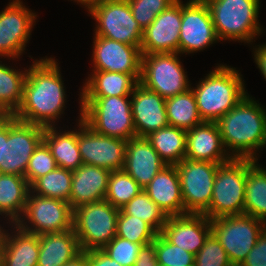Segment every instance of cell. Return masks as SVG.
Segmentation results:
<instances>
[{
    "label": "cell",
    "instance_id": "cell-1",
    "mask_svg": "<svg viewBox=\"0 0 266 266\" xmlns=\"http://www.w3.org/2000/svg\"><path fill=\"white\" fill-rule=\"evenodd\" d=\"M59 68L53 58L34 61L26 75L22 103L13 114L16 119L43 127L54 125L66 100Z\"/></svg>",
    "mask_w": 266,
    "mask_h": 266
},
{
    "label": "cell",
    "instance_id": "cell-2",
    "mask_svg": "<svg viewBox=\"0 0 266 266\" xmlns=\"http://www.w3.org/2000/svg\"><path fill=\"white\" fill-rule=\"evenodd\" d=\"M265 111L247 94L216 122L222 144L232 150V158L258 160L255 151L266 146Z\"/></svg>",
    "mask_w": 266,
    "mask_h": 266
},
{
    "label": "cell",
    "instance_id": "cell-3",
    "mask_svg": "<svg viewBox=\"0 0 266 266\" xmlns=\"http://www.w3.org/2000/svg\"><path fill=\"white\" fill-rule=\"evenodd\" d=\"M238 72L235 68L219 65L192 89L203 121L217 122L247 94Z\"/></svg>",
    "mask_w": 266,
    "mask_h": 266
},
{
    "label": "cell",
    "instance_id": "cell-4",
    "mask_svg": "<svg viewBox=\"0 0 266 266\" xmlns=\"http://www.w3.org/2000/svg\"><path fill=\"white\" fill-rule=\"evenodd\" d=\"M129 97H81V120L102 135L126 141L137 137Z\"/></svg>",
    "mask_w": 266,
    "mask_h": 266
},
{
    "label": "cell",
    "instance_id": "cell-5",
    "mask_svg": "<svg viewBox=\"0 0 266 266\" xmlns=\"http://www.w3.org/2000/svg\"><path fill=\"white\" fill-rule=\"evenodd\" d=\"M219 40L247 43L262 32L258 20L260 0H204Z\"/></svg>",
    "mask_w": 266,
    "mask_h": 266
},
{
    "label": "cell",
    "instance_id": "cell-6",
    "mask_svg": "<svg viewBox=\"0 0 266 266\" xmlns=\"http://www.w3.org/2000/svg\"><path fill=\"white\" fill-rule=\"evenodd\" d=\"M247 158H231L219 164L208 210L210 220L244 214Z\"/></svg>",
    "mask_w": 266,
    "mask_h": 266
},
{
    "label": "cell",
    "instance_id": "cell-7",
    "mask_svg": "<svg viewBox=\"0 0 266 266\" xmlns=\"http://www.w3.org/2000/svg\"><path fill=\"white\" fill-rule=\"evenodd\" d=\"M119 210L105 199L73 210V230L81 251L102 249L116 236Z\"/></svg>",
    "mask_w": 266,
    "mask_h": 266
},
{
    "label": "cell",
    "instance_id": "cell-8",
    "mask_svg": "<svg viewBox=\"0 0 266 266\" xmlns=\"http://www.w3.org/2000/svg\"><path fill=\"white\" fill-rule=\"evenodd\" d=\"M43 126L4 115V152L0 173L25 177L34 150L43 141Z\"/></svg>",
    "mask_w": 266,
    "mask_h": 266
},
{
    "label": "cell",
    "instance_id": "cell-9",
    "mask_svg": "<svg viewBox=\"0 0 266 266\" xmlns=\"http://www.w3.org/2000/svg\"><path fill=\"white\" fill-rule=\"evenodd\" d=\"M211 233L221 243L233 266H240L255 246L266 224L249 215L211 219Z\"/></svg>",
    "mask_w": 266,
    "mask_h": 266
},
{
    "label": "cell",
    "instance_id": "cell-10",
    "mask_svg": "<svg viewBox=\"0 0 266 266\" xmlns=\"http://www.w3.org/2000/svg\"><path fill=\"white\" fill-rule=\"evenodd\" d=\"M178 55L179 53L142 54L139 83L165 99L190 89Z\"/></svg>",
    "mask_w": 266,
    "mask_h": 266
},
{
    "label": "cell",
    "instance_id": "cell-11",
    "mask_svg": "<svg viewBox=\"0 0 266 266\" xmlns=\"http://www.w3.org/2000/svg\"><path fill=\"white\" fill-rule=\"evenodd\" d=\"M176 167L185 214H204L211 203L219 163L185 158Z\"/></svg>",
    "mask_w": 266,
    "mask_h": 266
},
{
    "label": "cell",
    "instance_id": "cell-12",
    "mask_svg": "<svg viewBox=\"0 0 266 266\" xmlns=\"http://www.w3.org/2000/svg\"><path fill=\"white\" fill-rule=\"evenodd\" d=\"M89 12L98 22L96 36L141 46L144 30L134 19L128 0H102Z\"/></svg>",
    "mask_w": 266,
    "mask_h": 266
},
{
    "label": "cell",
    "instance_id": "cell-13",
    "mask_svg": "<svg viewBox=\"0 0 266 266\" xmlns=\"http://www.w3.org/2000/svg\"><path fill=\"white\" fill-rule=\"evenodd\" d=\"M22 217V219L29 220L28 223L30 222L31 227H28L27 222L22 219L15 224L23 230L37 235L73 229V209L68 202L38 194L33 195L31 190Z\"/></svg>",
    "mask_w": 266,
    "mask_h": 266
},
{
    "label": "cell",
    "instance_id": "cell-14",
    "mask_svg": "<svg viewBox=\"0 0 266 266\" xmlns=\"http://www.w3.org/2000/svg\"><path fill=\"white\" fill-rule=\"evenodd\" d=\"M78 147L83 164L105 168L110 172L124 167L127 141L96 133L79 119Z\"/></svg>",
    "mask_w": 266,
    "mask_h": 266
},
{
    "label": "cell",
    "instance_id": "cell-15",
    "mask_svg": "<svg viewBox=\"0 0 266 266\" xmlns=\"http://www.w3.org/2000/svg\"><path fill=\"white\" fill-rule=\"evenodd\" d=\"M179 54L204 50L218 39L212 16L204 0L182 4Z\"/></svg>",
    "mask_w": 266,
    "mask_h": 266
},
{
    "label": "cell",
    "instance_id": "cell-16",
    "mask_svg": "<svg viewBox=\"0 0 266 266\" xmlns=\"http://www.w3.org/2000/svg\"><path fill=\"white\" fill-rule=\"evenodd\" d=\"M20 1L13 0L0 12V56L18 58L30 38L36 15Z\"/></svg>",
    "mask_w": 266,
    "mask_h": 266
},
{
    "label": "cell",
    "instance_id": "cell-17",
    "mask_svg": "<svg viewBox=\"0 0 266 266\" xmlns=\"http://www.w3.org/2000/svg\"><path fill=\"white\" fill-rule=\"evenodd\" d=\"M182 3L176 0L144 30L140 46L142 54L179 53Z\"/></svg>",
    "mask_w": 266,
    "mask_h": 266
},
{
    "label": "cell",
    "instance_id": "cell-18",
    "mask_svg": "<svg viewBox=\"0 0 266 266\" xmlns=\"http://www.w3.org/2000/svg\"><path fill=\"white\" fill-rule=\"evenodd\" d=\"M94 70L141 74L140 47L101 36H94Z\"/></svg>",
    "mask_w": 266,
    "mask_h": 266
},
{
    "label": "cell",
    "instance_id": "cell-19",
    "mask_svg": "<svg viewBox=\"0 0 266 266\" xmlns=\"http://www.w3.org/2000/svg\"><path fill=\"white\" fill-rule=\"evenodd\" d=\"M161 234L171 244L196 255L211 234V222L204 214L170 216Z\"/></svg>",
    "mask_w": 266,
    "mask_h": 266
},
{
    "label": "cell",
    "instance_id": "cell-20",
    "mask_svg": "<svg viewBox=\"0 0 266 266\" xmlns=\"http://www.w3.org/2000/svg\"><path fill=\"white\" fill-rule=\"evenodd\" d=\"M131 95L132 117L137 137H146L169 125L165 98L140 83L137 84Z\"/></svg>",
    "mask_w": 266,
    "mask_h": 266
},
{
    "label": "cell",
    "instance_id": "cell-21",
    "mask_svg": "<svg viewBox=\"0 0 266 266\" xmlns=\"http://www.w3.org/2000/svg\"><path fill=\"white\" fill-rule=\"evenodd\" d=\"M223 148L221 134L216 122L203 121L193 129L187 130L186 159L222 164L232 158Z\"/></svg>",
    "mask_w": 266,
    "mask_h": 266
},
{
    "label": "cell",
    "instance_id": "cell-22",
    "mask_svg": "<svg viewBox=\"0 0 266 266\" xmlns=\"http://www.w3.org/2000/svg\"><path fill=\"white\" fill-rule=\"evenodd\" d=\"M166 165L146 137H134L127 141L123 170L142 188Z\"/></svg>",
    "mask_w": 266,
    "mask_h": 266
},
{
    "label": "cell",
    "instance_id": "cell-23",
    "mask_svg": "<svg viewBox=\"0 0 266 266\" xmlns=\"http://www.w3.org/2000/svg\"><path fill=\"white\" fill-rule=\"evenodd\" d=\"M143 190L168 217L185 215L176 165H166L162 168Z\"/></svg>",
    "mask_w": 266,
    "mask_h": 266
},
{
    "label": "cell",
    "instance_id": "cell-24",
    "mask_svg": "<svg viewBox=\"0 0 266 266\" xmlns=\"http://www.w3.org/2000/svg\"><path fill=\"white\" fill-rule=\"evenodd\" d=\"M15 226L12 236L0 227V266H38L39 235Z\"/></svg>",
    "mask_w": 266,
    "mask_h": 266
},
{
    "label": "cell",
    "instance_id": "cell-25",
    "mask_svg": "<svg viewBox=\"0 0 266 266\" xmlns=\"http://www.w3.org/2000/svg\"><path fill=\"white\" fill-rule=\"evenodd\" d=\"M110 174L105 168L87 164L73 171L68 202L71 208L105 199Z\"/></svg>",
    "mask_w": 266,
    "mask_h": 266
},
{
    "label": "cell",
    "instance_id": "cell-26",
    "mask_svg": "<svg viewBox=\"0 0 266 266\" xmlns=\"http://www.w3.org/2000/svg\"><path fill=\"white\" fill-rule=\"evenodd\" d=\"M38 266H63L82 251L73 229L39 235Z\"/></svg>",
    "mask_w": 266,
    "mask_h": 266
},
{
    "label": "cell",
    "instance_id": "cell-27",
    "mask_svg": "<svg viewBox=\"0 0 266 266\" xmlns=\"http://www.w3.org/2000/svg\"><path fill=\"white\" fill-rule=\"evenodd\" d=\"M93 71L94 73L84 84L80 97L130 96L141 76V74Z\"/></svg>",
    "mask_w": 266,
    "mask_h": 266
},
{
    "label": "cell",
    "instance_id": "cell-28",
    "mask_svg": "<svg viewBox=\"0 0 266 266\" xmlns=\"http://www.w3.org/2000/svg\"><path fill=\"white\" fill-rule=\"evenodd\" d=\"M54 126L44 128L43 141L50 148L57 167L75 171L83 162L78 147V132L59 133Z\"/></svg>",
    "mask_w": 266,
    "mask_h": 266
},
{
    "label": "cell",
    "instance_id": "cell-29",
    "mask_svg": "<svg viewBox=\"0 0 266 266\" xmlns=\"http://www.w3.org/2000/svg\"><path fill=\"white\" fill-rule=\"evenodd\" d=\"M29 191L25 177L0 173V215L6 214L13 224L21 219Z\"/></svg>",
    "mask_w": 266,
    "mask_h": 266
},
{
    "label": "cell",
    "instance_id": "cell-30",
    "mask_svg": "<svg viewBox=\"0 0 266 266\" xmlns=\"http://www.w3.org/2000/svg\"><path fill=\"white\" fill-rule=\"evenodd\" d=\"M256 162L247 159L244 214L266 224V170Z\"/></svg>",
    "mask_w": 266,
    "mask_h": 266
},
{
    "label": "cell",
    "instance_id": "cell-31",
    "mask_svg": "<svg viewBox=\"0 0 266 266\" xmlns=\"http://www.w3.org/2000/svg\"><path fill=\"white\" fill-rule=\"evenodd\" d=\"M187 131L166 126L152 132L146 139L167 165H176L185 159Z\"/></svg>",
    "mask_w": 266,
    "mask_h": 266
},
{
    "label": "cell",
    "instance_id": "cell-32",
    "mask_svg": "<svg viewBox=\"0 0 266 266\" xmlns=\"http://www.w3.org/2000/svg\"><path fill=\"white\" fill-rule=\"evenodd\" d=\"M167 121L170 126L184 130L193 129L203 122L192 88L165 101Z\"/></svg>",
    "mask_w": 266,
    "mask_h": 266
},
{
    "label": "cell",
    "instance_id": "cell-33",
    "mask_svg": "<svg viewBox=\"0 0 266 266\" xmlns=\"http://www.w3.org/2000/svg\"><path fill=\"white\" fill-rule=\"evenodd\" d=\"M27 72L0 63V115H13L20 107Z\"/></svg>",
    "mask_w": 266,
    "mask_h": 266
},
{
    "label": "cell",
    "instance_id": "cell-34",
    "mask_svg": "<svg viewBox=\"0 0 266 266\" xmlns=\"http://www.w3.org/2000/svg\"><path fill=\"white\" fill-rule=\"evenodd\" d=\"M72 185V171L61 167H56L54 170L45 176L38 178L31 186V192L40 196L60 199L69 202Z\"/></svg>",
    "mask_w": 266,
    "mask_h": 266
},
{
    "label": "cell",
    "instance_id": "cell-35",
    "mask_svg": "<svg viewBox=\"0 0 266 266\" xmlns=\"http://www.w3.org/2000/svg\"><path fill=\"white\" fill-rule=\"evenodd\" d=\"M120 210L124 214L138 217L149 223L158 233H161L164 224L168 220L166 213L149 198L144 190L133 197Z\"/></svg>",
    "mask_w": 266,
    "mask_h": 266
},
{
    "label": "cell",
    "instance_id": "cell-36",
    "mask_svg": "<svg viewBox=\"0 0 266 266\" xmlns=\"http://www.w3.org/2000/svg\"><path fill=\"white\" fill-rule=\"evenodd\" d=\"M143 188L123 169L111 172L105 200L116 208H122Z\"/></svg>",
    "mask_w": 266,
    "mask_h": 266
},
{
    "label": "cell",
    "instance_id": "cell-37",
    "mask_svg": "<svg viewBox=\"0 0 266 266\" xmlns=\"http://www.w3.org/2000/svg\"><path fill=\"white\" fill-rule=\"evenodd\" d=\"M157 235L158 232L149 223L119 210L116 236L137 244H150Z\"/></svg>",
    "mask_w": 266,
    "mask_h": 266
},
{
    "label": "cell",
    "instance_id": "cell-38",
    "mask_svg": "<svg viewBox=\"0 0 266 266\" xmlns=\"http://www.w3.org/2000/svg\"><path fill=\"white\" fill-rule=\"evenodd\" d=\"M155 250L160 266H191L195 255L171 244L161 233L155 237Z\"/></svg>",
    "mask_w": 266,
    "mask_h": 266
},
{
    "label": "cell",
    "instance_id": "cell-39",
    "mask_svg": "<svg viewBox=\"0 0 266 266\" xmlns=\"http://www.w3.org/2000/svg\"><path fill=\"white\" fill-rule=\"evenodd\" d=\"M57 167L50 148L42 141L32 154L25 178L31 186L38 178H41Z\"/></svg>",
    "mask_w": 266,
    "mask_h": 266
},
{
    "label": "cell",
    "instance_id": "cell-40",
    "mask_svg": "<svg viewBox=\"0 0 266 266\" xmlns=\"http://www.w3.org/2000/svg\"><path fill=\"white\" fill-rule=\"evenodd\" d=\"M176 0H128L133 17L145 30L159 13L166 10Z\"/></svg>",
    "mask_w": 266,
    "mask_h": 266
},
{
    "label": "cell",
    "instance_id": "cell-41",
    "mask_svg": "<svg viewBox=\"0 0 266 266\" xmlns=\"http://www.w3.org/2000/svg\"><path fill=\"white\" fill-rule=\"evenodd\" d=\"M195 266H233L225 249L211 233L203 247L195 255Z\"/></svg>",
    "mask_w": 266,
    "mask_h": 266
},
{
    "label": "cell",
    "instance_id": "cell-42",
    "mask_svg": "<svg viewBox=\"0 0 266 266\" xmlns=\"http://www.w3.org/2000/svg\"><path fill=\"white\" fill-rule=\"evenodd\" d=\"M122 237L115 236L102 250L122 266H133L142 246Z\"/></svg>",
    "mask_w": 266,
    "mask_h": 266
},
{
    "label": "cell",
    "instance_id": "cell-43",
    "mask_svg": "<svg viewBox=\"0 0 266 266\" xmlns=\"http://www.w3.org/2000/svg\"><path fill=\"white\" fill-rule=\"evenodd\" d=\"M240 266H266V228Z\"/></svg>",
    "mask_w": 266,
    "mask_h": 266
},
{
    "label": "cell",
    "instance_id": "cell-44",
    "mask_svg": "<svg viewBox=\"0 0 266 266\" xmlns=\"http://www.w3.org/2000/svg\"><path fill=\"white\" fill-rule=\"evenodd\" d=\"M133 266H160L155 250V239L152 243L141 247Z\"/></svg>",
    "mask_w": 266,
    "mask_h": 266
},
{
    "label": "cell",
    "instance_id": "cell-45",
    "mask_svg": "<svg viewBox=\"0 0 266 266\" xmlns=\"http://www.w3.org/2000/svg\"><path fill=\"white\" fill-rule=\"evenodd\" d=\"M87 259L89 266H122L111 259L102 249L88 250Z\"/></svg>",
    "mask_w": 266,
    "mask_h": 266
},
{
    "label": "cell",
    "instance_id": "cell-46",
    "mask_svg": "<svg viewBox=\"0 0 266 266\" xmlns=\"http://www.w3.org/2000/svg\"><path fill=\"white\" fill-rule=\"evenodd\" d=\"M254 59L266 79V44L255 48Z\"/></svg>",
    "mask_w": 266,
    "mask_h": 266
},
{
    "label": "cell",
    "instance_id": "cell-47",
    "mask_svg": "<svg viewBox=\"0 0 266 266\" xmlns=\"http://www.w3.org/2000/svg\"><path fill=\"white\" fill-rule=\"evenodd\" d=\"M63 266H89L87 259V251H82L74 259L70 260Z\"/></svg>",
    "mask_w": 266,
    "mask_h": 266
},
{
    "label": "cell",
    "instance_id": "cell-48",
    "mask_svg": "<svg viewBox=\"0 0 266 266\" xmlns=\"http://www.w3.org/2000/svg\"><path fill=\"white\" fill-rule=\"evenodd\" d=\"M4 152V115H0V164H3Z\"/></svg>",
    "mask_w": 266,
    "mask_h": 266
},
{
    "label": "cell",
    "instance_id": "cell-49",
    "mask_svg": "<svg viewBox=\"0 0 266 266\" xmlns=\"http://www.w3.org/2000/svg\"><path fill=\"white\" fill-rule=\"evenodd\" d=\"M74 1L80 2L81 5L83 4L85 7H87L89 11L92 7H94L96 4H98L102 0H74Z\"/></svg>",
    "mask_w": 266,
    "mask_h": 266
}]
</instances>
